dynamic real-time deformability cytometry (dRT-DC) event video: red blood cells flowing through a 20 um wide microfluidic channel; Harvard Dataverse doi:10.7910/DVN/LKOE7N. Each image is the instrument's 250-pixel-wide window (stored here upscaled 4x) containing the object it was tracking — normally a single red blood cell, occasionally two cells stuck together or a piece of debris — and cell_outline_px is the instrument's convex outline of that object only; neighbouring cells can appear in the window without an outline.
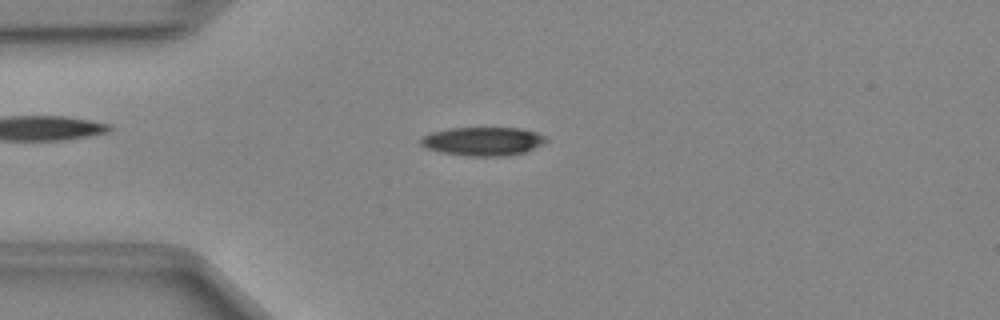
{"species": "Egyptian fruit bat (a non-hibernating species)", "species_latin": "Rousettus aegyptiacus", "temperature_condition": "cold", "stored_images_in_passage": 41, "camera_frame_rate_fps": 3000, "um_per_image_px": 0.085, "animal": {"sex": "female"}, "frame": {"image": 1, "passage_image": 5, "time_ms": 1.333, "image_size_px": [1000, 320], "cell_outline_px": [[548, 140], [544, 144], [524, 152], [504, 156], [468, 156], [440, 152], [428, 148], [420, 144], [420, 136], [432, 132], [448, 128], [520, 128], [536, 132], [544, 136]], "centroid_in_image_um": [41.03, 12.01], "position_along_channel_um": 44.0, "area_um2": 20.92}}
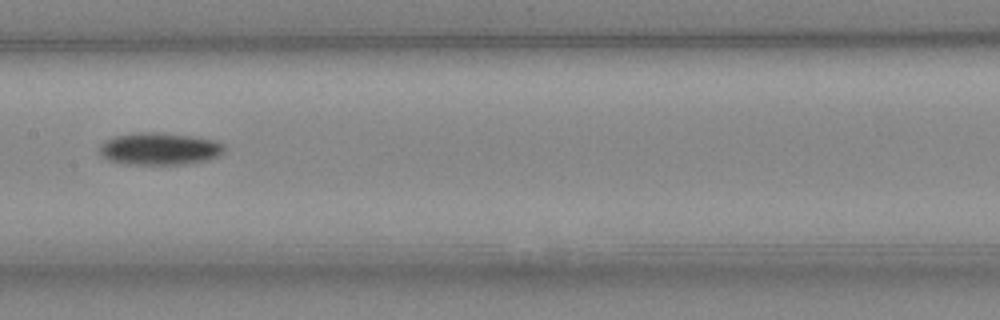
{"frame": {"image": 2, "passage_image": 17, "time_ms": 5.333, "image_size_px": [1000, 320], "cell_outline_px": [[228, 148], [220, 156], [208, 160], [188, 164], [124, 164], [108, 160], [100, 156], [100, 144], [104, 140], [116, 136], [136, 132], [152, 132], [192, 136], [216, 140], [224, 144]], "centroid_in_image_um": [13.59, 12.65], "position_along_channel_um": 193.8, "area_um2": 23.81}}
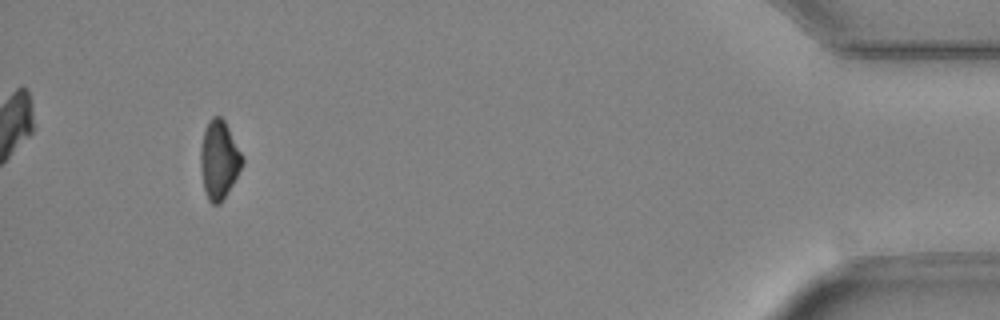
{"frame": {"image": 3, "passage_image": 38, "time_ms": 12.333, "image_size_px": [1000, 320], "cell_outline_px": [[244, 164], [220, 204], [212, 204], [208, 200], [204, 188], [200, 168], [200, 148], [204, 132], [208, 120], [212, 116], [220, 116], [224, 120], [244, 160]], "centroid_in_image_um": [18.6, 13.58], "position_along_channel_um": 416.6, "area_um2": 18.84}}